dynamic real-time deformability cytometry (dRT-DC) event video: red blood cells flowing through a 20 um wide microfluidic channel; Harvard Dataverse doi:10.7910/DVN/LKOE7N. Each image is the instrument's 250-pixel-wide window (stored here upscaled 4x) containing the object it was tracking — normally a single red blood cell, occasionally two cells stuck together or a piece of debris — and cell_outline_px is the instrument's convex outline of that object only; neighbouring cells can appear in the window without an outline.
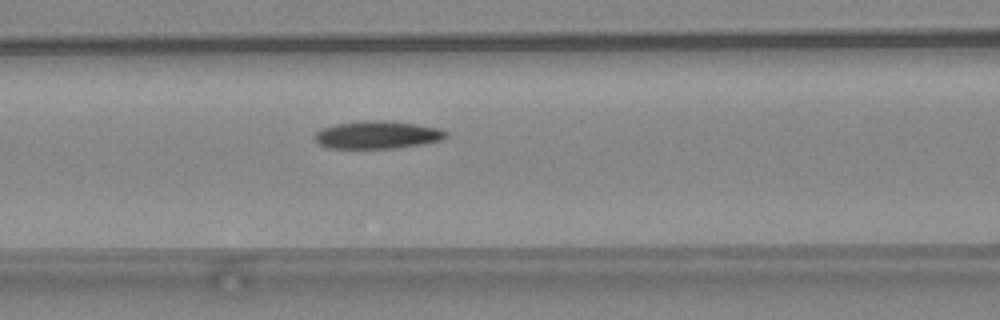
{"species": "common noctule bat (a hibernating species)", "species_latin": "Nyctalus noctula", "temperature_condition": "warm", "stored_images_in_passage": 36, "camera_frame_rate_fps": 3000, "um_per_image_px": 0.085, "animal": {"sex": "female", "body_mass_g": 24.6, "forearm_length_mm": 56.2}, "frame": {"image": 1, "passage_image": 14, "time_ms": 4.333, "image_size_px": [1000, 320], "cell_outline_px": [[448, 136], [440, 140], [424, 144], [396, 148], [328, 148], [320, 144], [316, 140], [316, 132], [324, 128], [336, 124], [360, 120], [380, 120], [416, 124], [436, 128], [448, 132]], "centroid_in_image_um": [32.09, 11.46], "position_along_channel_um": 134.5, "area_um2": 21.04}}
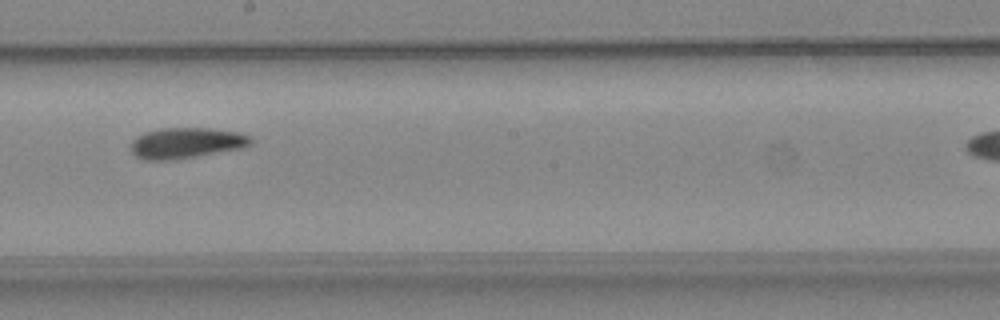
{"frame": {"image": 2, "passage_image": 21, "time_ms": 6.667, "image_size_px": [1000, 320], "cell_outline_px": [[252, 144], [244, 148], [176, 160], [144, 160], [136, 156], [132, 152], [132, 140], [136, 136], [160, 128], [208, 128], [240, 132], [252, 136]], "centroid_in_image_um": [15.88, 12.16], "position_along_channel_um": 232.3, "area_um2": 21.73}}
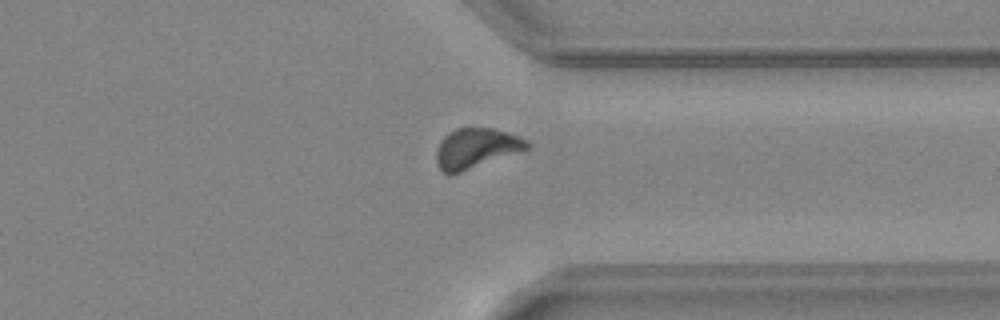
{"frame": {"image": 3, "passage_image": 31, "time_ms": 10.0, "image_size_px": [1000, 320], "cell_outline_px": [[532, 148], [452, 176], [448, 176], [440, 172], [436, 164], [436, 152], [440, 140], [448, 132], [456, 128], [492, 128], [508, 132], [528, 140], [532, 144]], "centroid_in_image_um": [40.46, 12.64], "position_along_channel_um": 370.9, "area_um2": 21.96}, "authors_computed_cell_mechanics": {"area_um2": 21.3282, "velocity_mm_per_s": 4.1976, "shape_relaxation_time_tau1_ms": 5.5383, "shape_relaxation_time_tau2_ms": null, "deformation_change_tau1": 0.1706, "deformation_change_tau2": null}}